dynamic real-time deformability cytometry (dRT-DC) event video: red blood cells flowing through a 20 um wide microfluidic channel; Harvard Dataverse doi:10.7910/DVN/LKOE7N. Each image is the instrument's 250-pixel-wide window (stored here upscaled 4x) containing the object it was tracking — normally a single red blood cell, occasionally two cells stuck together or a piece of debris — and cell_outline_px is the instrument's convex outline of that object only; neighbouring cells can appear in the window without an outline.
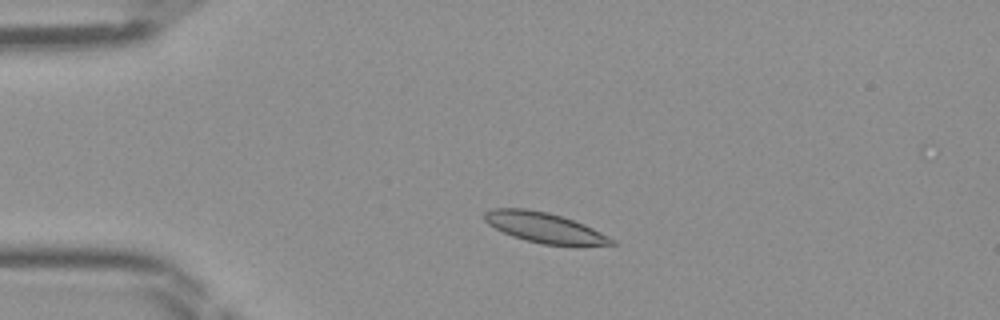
{"species": "Egyptian fruit bat (a non-hibernating species)", "species_latin": "Rousettus aegyptiacus", "temperature_condition": "room temperature", "stored_images_in_passage": 46, "camera_frame_rate_fps": 3000, "um_per_image_px": 0.085, "frame": {"image": 1, "passage_image": 9, "time_ms": 2.667, "image_size_px": [1000, 320], "cell_outline_px": [[616, 244], [576, 248], [544, 244], [512, 236], [488, 224], [484, 220], [484, 212], [492, 208], [524, 208], [548, 212], [584, 224], [616, 240]], "centroid_in_image_um": [46.35, 19.38], "position_along_channel_um": 38.6, "area_um2": 22.77}}
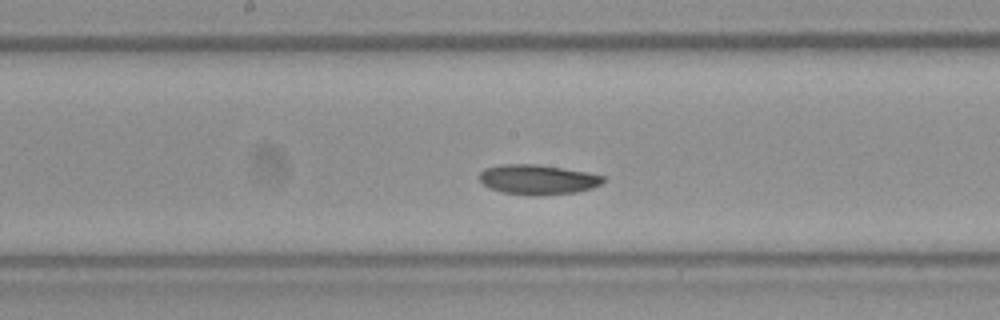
{"frame": {"image": 2, "passage_image": 23, "time_ms": 7.333, "image_size_px": [1000, 320], "cell_outline_px": [[604, 180], [600, 184], [592, 188], [576, 192], [540, 196], [536, 196], [504, 192], [492, 188], [484, 184], [480, 180], [480, 172], [484, 168], [500, 164], [536, 164], [584, 172], [604, 176]], "centroid_in_image_um": [45.69, 15.26], "position_along_channel_um": 202.5, "area_um2": 21.27}}
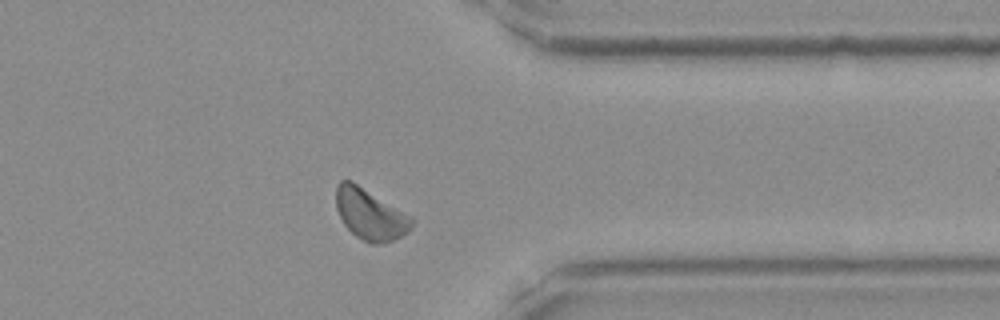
{"frame": {"image": 3, "passage_image": 36, "time_ms": 11.667, "image_size_px": [1000, 320], "cell_outline_px": [[412, 228], [408, 232], [392, 240], [380, 244], [372, 244], [356, 236], [344, 224], [336, 208], [336, 184], [340, 180], [352, 180], [412, 216]], "centroid_in_image_um": [31.45, 18.19], "position_along_channel_um": 379.9, "area_um2": 22.48}}